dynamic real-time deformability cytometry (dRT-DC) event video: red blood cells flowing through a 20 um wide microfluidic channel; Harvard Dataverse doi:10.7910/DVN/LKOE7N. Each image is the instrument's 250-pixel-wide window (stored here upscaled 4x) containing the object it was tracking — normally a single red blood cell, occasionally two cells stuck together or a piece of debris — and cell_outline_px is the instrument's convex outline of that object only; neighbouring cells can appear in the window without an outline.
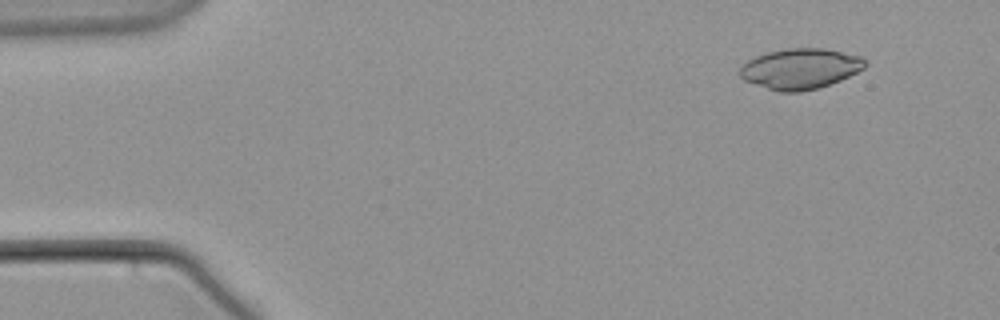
{"species": "common noctule bat (a hibernating species)", "species_latin": "Nyctalus noctula", "temperature_condition": "warm", "stored_images_in_passage": 55, "camera_frame_rate_fps": 3000, "um_per_image_px": 0.085, "animal": {"sex": "male", "body_mass_g": 21.5, "forearm_length_mm": 52.0}, "frame": {"image": 1, "passage_image": 3, "time_ms": 0.667, "image_size_px": [1000, 320], "cell_outline_px": [[868, 64], [864, 68], [840, 80], [816, 88], [800, 92], [780, 92], [744, 80], [740, 76], [740, 68], [748, 60], [764, 52], [784, 48], [824, 48], [860, 56]], "centroid_in_image_um": [68.01, 5.82], "position_along_channel_um": 17.0, "area_um2": 29.36}}
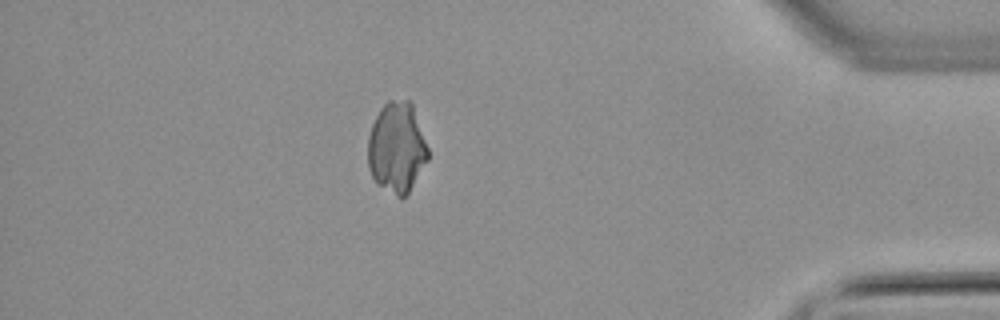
{"frame": {"image": 2, "passage_image": 48, "time_ms": 15.667, "image_size_px": [1000, 320], "cell_outline_px": [[428, 160], [408, 192], [400, 200], [376, 184], [368, 168], [368, 136], [372, 124], [380, 108], [388, 100], [412, 100], [428, 148]], "centroid_in_image_um": [33.72, 12.55], "position_along_channel_um": 401.5, "area_um2": 32.08}}